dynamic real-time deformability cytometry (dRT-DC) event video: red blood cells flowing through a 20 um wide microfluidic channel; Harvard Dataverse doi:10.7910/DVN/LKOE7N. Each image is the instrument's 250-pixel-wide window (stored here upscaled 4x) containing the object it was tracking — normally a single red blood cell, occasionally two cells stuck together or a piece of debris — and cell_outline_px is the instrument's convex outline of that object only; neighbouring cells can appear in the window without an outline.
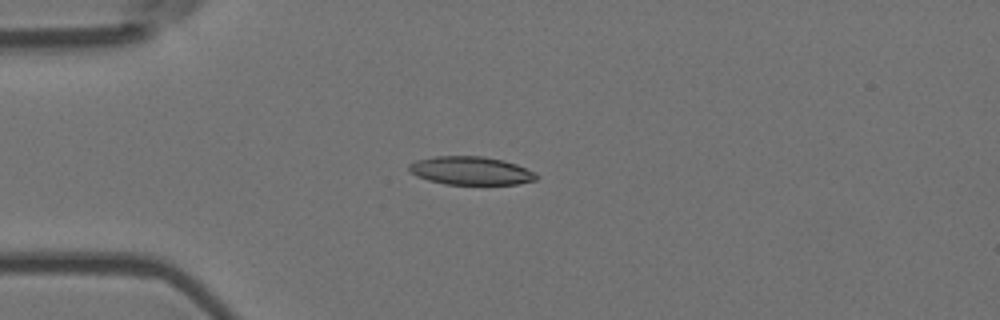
{"species": "Egyptian fruit bat (a non-hibernating species)", "species_latin": "Rousettus aegyptiacus", "temperature_condition": "room temperature", "stored_images_in_passage": 7, "camera_frame_rate_fps": 3000, "um_per_image_px": 0.085, "animal": {"sex": "female"}, "frame": {"image": 1, "passage_image": 4, "time_ms": 1.0, "image_size_px": [1000, 320], "cell_outline_px": [[540, 176], [536, 180], [516, 184], [444, 184], [428, 180], [416, 176], [408, 172], [408, 164], [416, 160], [436, 156], [484, 156], [504, 160], [516, 164], [536, 172]], "centroid_in_image_um": [40.01, 14.5], "position_along_channel_um": 45.0, "area_um2": 21.21}}
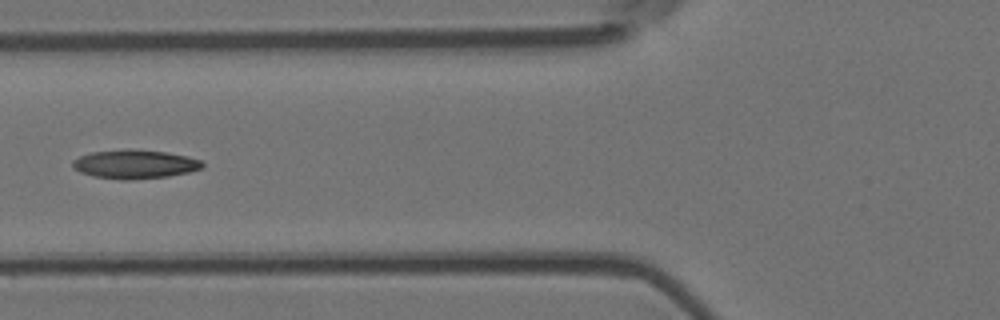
{"frame": {"image": 2, "passage_image": 6, "time_ms": 1.667, "image_size_px": [1000, 320], "cell_outline_px": [[204, 168], [188, 172], [168, 176], [132, 180], [120, 180], [92, 176], [80, 172], [72, 168], [72, 160], [80, 156], [92, 152], [168, 152], [188, 156], [200, 160], [204, 164]], "centroid_in_image_um": [11.47, 14.01], "position_along_channel_um": 114.3, "area_um2": 21.04}}
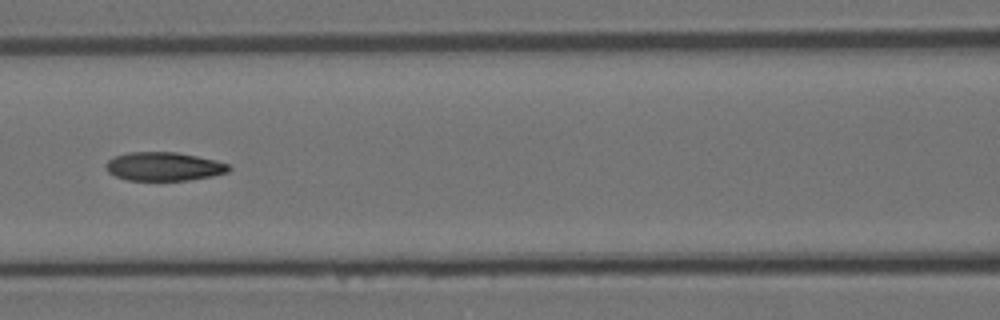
{"frame": {"image": 3, "passage_image": 7, "time_ms": 2.0, "image_size_px": [1000, 320], "cell_outline_px": [[232, 168], [228, 172], [212, 176], [188, 180], [128, 180], [116, 176], [108, 172], [104, 164], [108, 160], [116, 156], [128, 152], [176, 152], [216, 160], [228, 164]], "centroid_in_image_um": [13.93, 14.15], "position_along_channel_um": 152.7, "area_um2": 20.46}}